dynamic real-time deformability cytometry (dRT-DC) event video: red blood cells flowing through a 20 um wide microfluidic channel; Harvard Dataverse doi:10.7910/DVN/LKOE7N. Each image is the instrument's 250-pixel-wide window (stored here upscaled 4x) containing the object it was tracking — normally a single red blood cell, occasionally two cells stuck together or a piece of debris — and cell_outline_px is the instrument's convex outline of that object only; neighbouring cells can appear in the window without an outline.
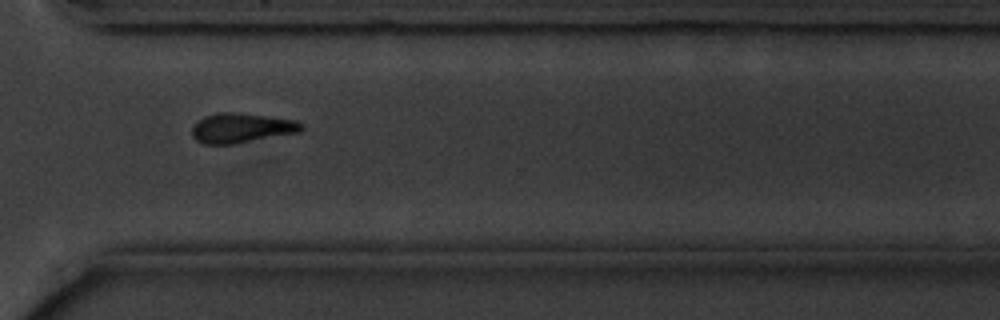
{"species": "common noctule bat (a hibernating species)", "species_latin": "Nyctalus noctula", "temperature_condition": "cold", "stored_images_in_passage": 16, "camera_frame_rate_fps": 3000, "um_per_image_px": 0.085, "animal": {"sex": "male", "body_mass_g": 20.1, "forearm_length_mm": 53.5}, "frame": {"image": 1, "passage_image": 12, "time_ms": 13.333, "image_size_px": [1000, 320], "cell_outline_px": [[304, 128], [300, 132], [232, 144], [204, 144], [196, 140], [192, 136], [192, 128], [204, 116], [220, 112], [236, 112], [296, 120], [304, 124]], "centroid_in_image_um": [20.54, 10.88], "position_along_channel_um": 350.1, "area_um2": 18.84}}